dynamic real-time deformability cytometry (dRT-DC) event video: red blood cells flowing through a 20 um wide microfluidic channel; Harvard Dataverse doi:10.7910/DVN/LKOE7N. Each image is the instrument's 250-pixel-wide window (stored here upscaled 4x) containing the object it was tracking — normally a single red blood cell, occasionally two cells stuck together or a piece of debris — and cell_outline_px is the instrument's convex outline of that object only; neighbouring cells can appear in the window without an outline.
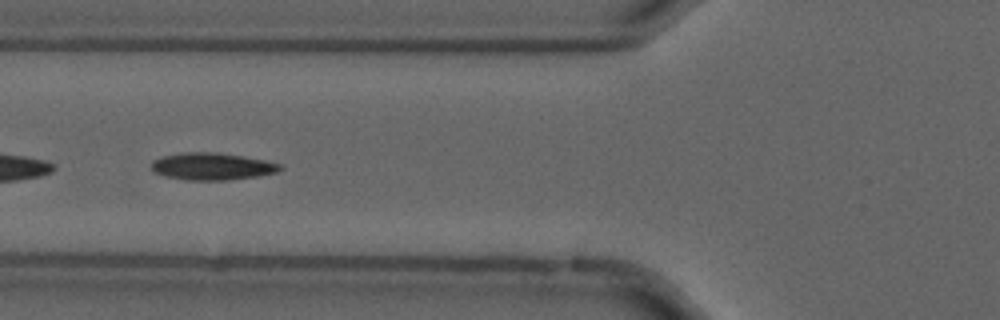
{"species": "common noctule bat (a hibernating species)", "species_latin": "Nyctalus noctula", "temperature_condition": "cold", "stored_images_in_passage": 53, "camera_frame_rate_fps": 3000, "um_per_image_px": 0.085, "animal": {"sex": "male", "forearm_length_mm": 52.5}, "frame": {"image": 1, "passage_image": 19, "time_ms": 6.0, "image_size_px": [1000, 320], "cell_outline_px": [[284, 168], [276, 172], [260, 176], [228, 180], [184, 180], [164, 176], [156, 172], [152, 168], [152, 160], [164, 156], [184, 152], [216, 152], [244, 156], [264, 160], [280, 164]], "centroid_in_image_um": [18.05, 14.15], "position_along_channel_um": 107.8, "area_um2": 20.4}}
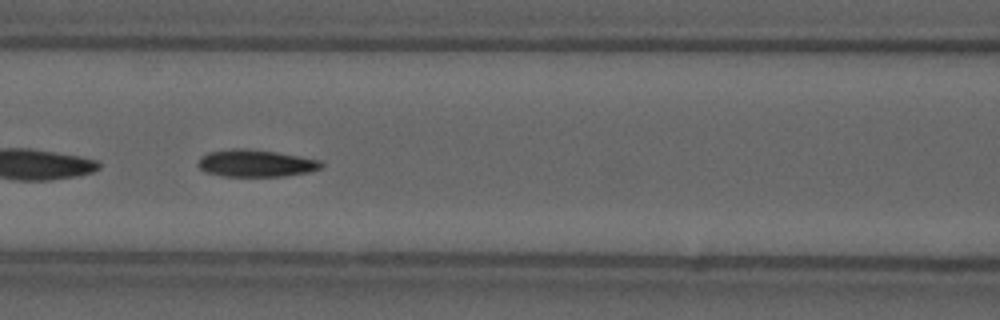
{"frame": {"image": 2, "passage_image": 22, "time_ms": 7.0, "image_size_px": [1000, 320], "cell_outline_px": [[324, 168], [308, 172], [284, 176], [220, 176], [204, 172], [196, 164], [200, 156], [208, 152], [232, 148], [248, 148], [276, 152], [300, 156], [320, 160], [324, 164]], "centroid_in_image_um": [21.72, 13.87], "position_along_channel_um": 144.9, "area_um2": 19.83}}
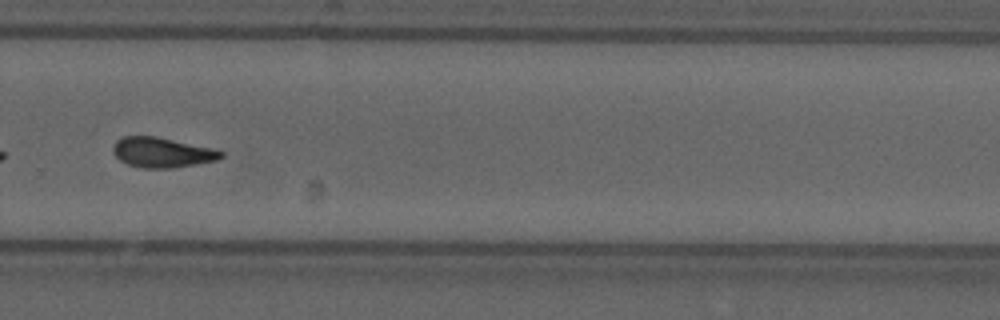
{"frame": {"image": 3, "passage_image": 36, "time_ms": 11.667, "image_size_px": [1000, 320], "cell_outline_px": [[224, 156], [216, 160], [196, 164], [172, 168], [140, 168], [128, 164], [120, 160], [112, 152], [112, 148], [116, 140], [124, 136], [156, 136], [216, 148], [224, 152]], "centroid_in_image_um": [13.79, 12.95], "position_along_channel_um": 316.0, "area_um2": 19.13}, "authors_computed_cell_mechanics": {"area_um2": 19.5364, "velocity_mm_per_s": 3.6847, "shape_relaxation_time_tau1_ms": 4.4182, "shape_relaxation_time_tau2_ms": 4.9295, "deformation_change_tau1": 0.1364, "deformation_change_tau2": 0.1139}}